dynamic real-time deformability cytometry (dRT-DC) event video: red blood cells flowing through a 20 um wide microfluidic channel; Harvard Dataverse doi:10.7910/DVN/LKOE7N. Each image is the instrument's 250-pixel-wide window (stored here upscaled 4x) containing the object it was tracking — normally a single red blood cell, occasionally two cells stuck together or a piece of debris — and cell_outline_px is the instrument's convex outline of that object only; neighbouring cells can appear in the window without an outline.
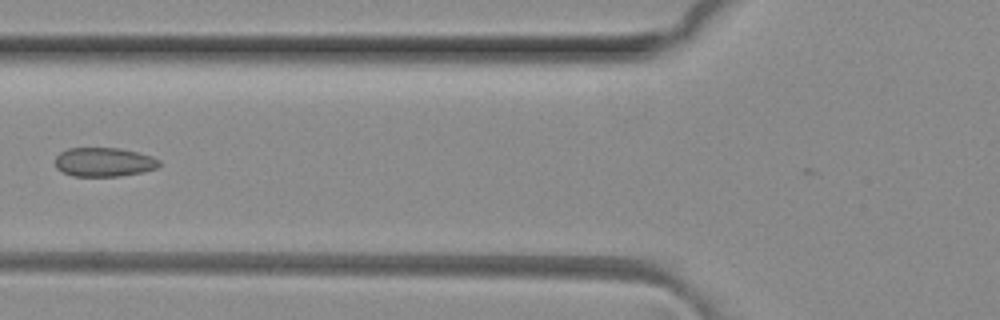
{"species": "common noctule bat (a hibernating species)", "species_latin": "Nyctalus noctula", "temperature_condition": "room temperature", "stored_images_in_passage": 5, "camera_frame_rate_fps": 3000, "um_per_image_px": 0.085, "animal": {"sex": "female", "body_mass_g": 29.2, "forearm_length_mm": 56.3}, "frame": {"image": 1, "passage_image": 4, "time_ms": 1.0, "image_size_px": [1000, 320], "cell_outline_px": [[160, 164], [156, 168], [144, 172], [120, 176], [72, 176], [56, 168], [56, 156], [60, 152], [68, 148], [120, 148], [152, 156], [160, 160]], "centroid_in_image_um": [8.84, 13.78], "position_along_channel_um": 117.0, "area_um2": 17.63}}
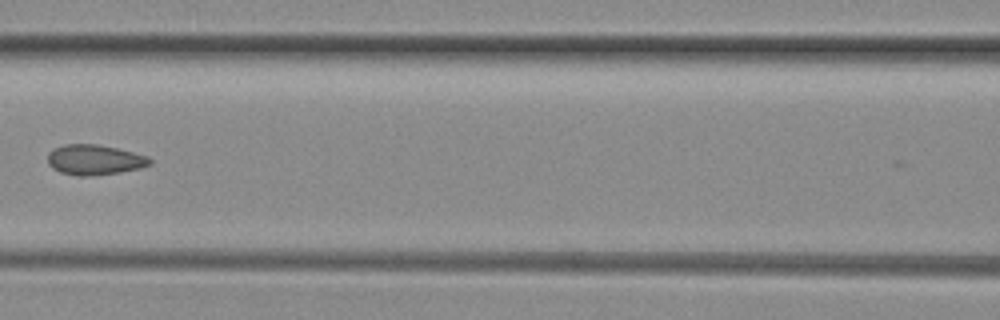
{"frame": {"image": 2, "passage_image": 5, "time_ms": 1.333, "image_size_px": [1000, 320], "cell_outline_px": [[152, 164], [140, 168], [120, 172], [88, 176], [76, 176], [60, 172], [52, 168], [48, 164], [48, 152], [52, 148], [64, 144], [96, 144], [116, 148], [148, 156], [152, 160]], "centroid_in_image_um": [8.01, 13.58], "position_along_channel_um": 158.6, "area_um2": 18.09}}